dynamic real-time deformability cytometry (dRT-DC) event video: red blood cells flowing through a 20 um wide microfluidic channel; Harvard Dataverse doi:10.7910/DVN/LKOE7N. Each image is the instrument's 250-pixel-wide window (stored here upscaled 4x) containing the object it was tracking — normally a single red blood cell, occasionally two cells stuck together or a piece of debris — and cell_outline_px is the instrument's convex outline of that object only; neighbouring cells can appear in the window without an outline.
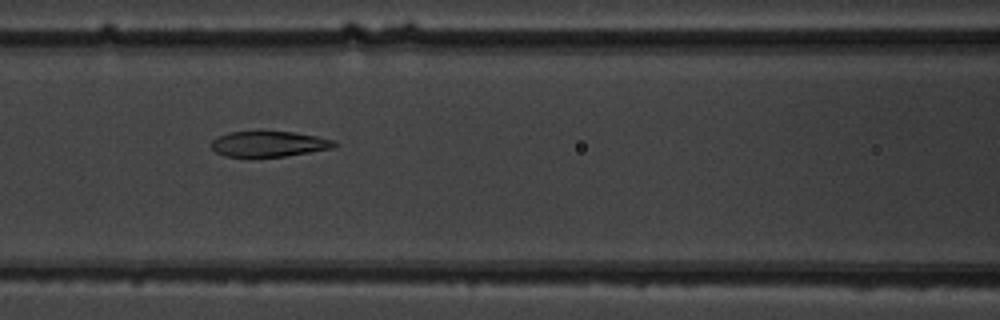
{"species": "common noctule bat (a hibernating species)", "species_latin": "Nyctalus noctula", "temperature_condition": "warm", "stored_images_in_passage": 7, "segment_of_instrument_passage": [1, 2], "camera_frame_rate_fps": 3000, "um_per_image_px": 0.085, "animal": {"sex": "male", "body_mass_g": 19.5, "forearm_length_mm": 54.6}, "frame": {"image": 1, "passage_image": 3, "time_ms": 2.0, "image_size_px": [1000, 320], "cell_outline_px": [[336, 144], [332, 148], [284, 156], [224, 156], [216, 152], [208, 144], [216, 136], [228, 132], [260, 128], [292, 132], [316, 136], [332, 140]], "centroid_in_image_um": [22.73, 12.17], "position_along_channel_um": 143.9, "area_um2": 18.9}}
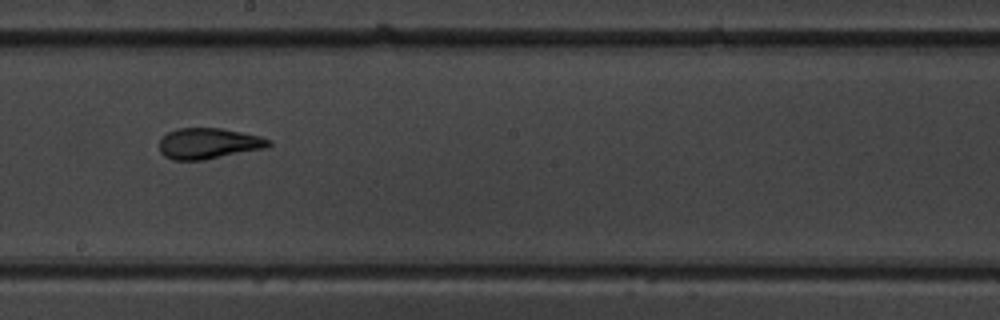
{"frame": {"image": 2, "passage_image": 5, "time_ms": 4.333, "image_size_px": [1000, 320], "cell_outline_px": [[272, 144], [268, 148], [204, 160], [172, 160], [164, 156], [160, 152], [160, 140], [168, 132], [176, 128], [220, 128], [260, 136], [272, 140]], "centroid_in_image_um": [17.75, 12.2], "position_along_channel_um": 230.4, "area_um2": 19.83}}
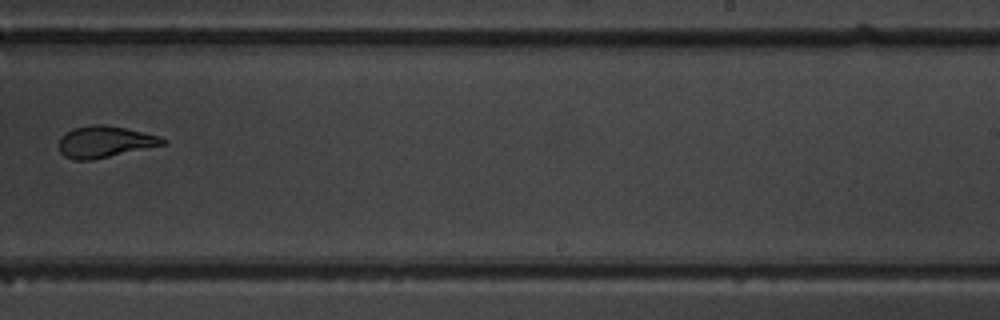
{"frame": {"image": 3, "passage_image": 6, "time_ms": 5.667, "image_size_px": [1000, 320], "cell_outline_px": [[168, 144], [92, 160], [76, 160], [64, 156], [60, 152], [60, 136], [64, 132], [72, 128], [92, 124], [104, 124], [124, 128], [160, 136], [168, 140]], "centroid_in_image_um": [8.92, 12.05], "position_along_channel_um": 280.1, "area_um2": 19.25}}